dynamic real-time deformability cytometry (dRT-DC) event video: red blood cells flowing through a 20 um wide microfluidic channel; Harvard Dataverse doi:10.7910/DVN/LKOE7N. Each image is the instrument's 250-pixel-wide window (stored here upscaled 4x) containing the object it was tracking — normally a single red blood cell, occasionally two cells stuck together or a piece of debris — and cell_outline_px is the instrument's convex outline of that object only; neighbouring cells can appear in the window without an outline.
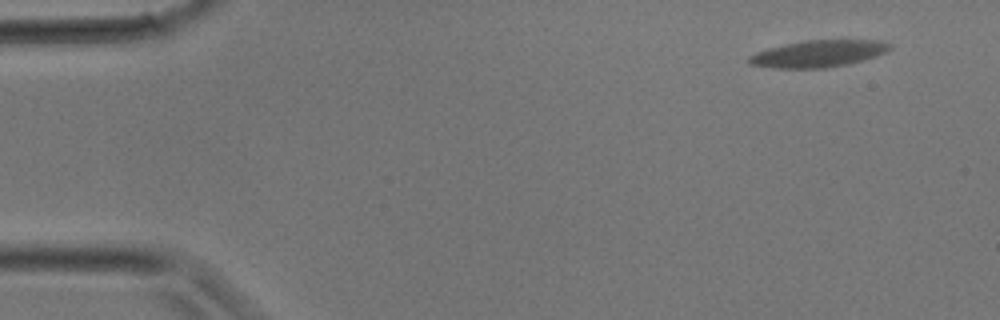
{"species": "common noctule bat (a hibernating species)", "species_latin": "Nyctalus noctula", "temperature_condition": "room temperature", "stored_images_in_passage": 18, "camera_frame_rate_fps": 3000, "um_per_image_px": 0.085, "animal": {"sex": "male", "body_mass_g": 17.9}, "frame": {"image": 1, "passage_image": 1, "time_ms": 0.0, "image_size_px": [1000, 320], "cell_outline_px": [[892, 48], [888, 52], [876, 56], [848, 64], [828, 68], [772, 68], [748, 64], [748, 56], [756, 52], [768, 48], [784, 44], [804, 40], [880, 40], [892, 44]], "centroid_in_image_um": [69.57, 4.56], "position_along_channel_um": 15.4, "area_um2": 22.31}}
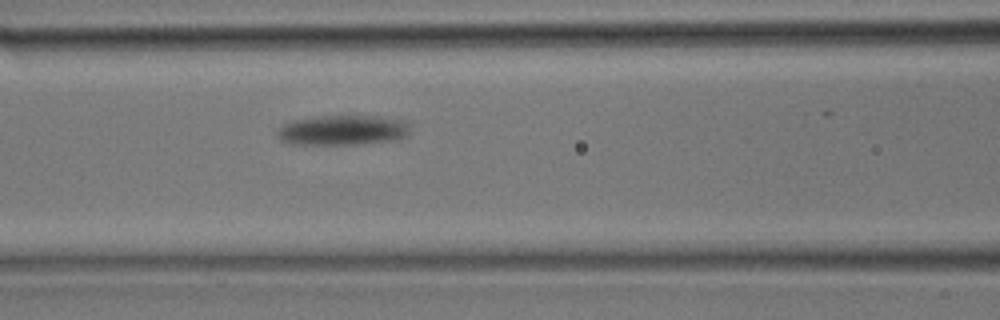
{"frame": {"image": 2, "passage_image": 15, "time_ms": 4.667, "image_size_px": [1000, 320], "cell_outline_px": [[408, 132], [400, 140], [356, 144], [292, 144], [280, 140], [276, 136], [276, 132], [280, 124], [292, 120], [316, 116], [380, 116], [404, 120], [408, 124]], "centroid_in_image_um": [29.07, 11.06], "position_along_channel_um": 137.5, "area_um2": 23.52}}
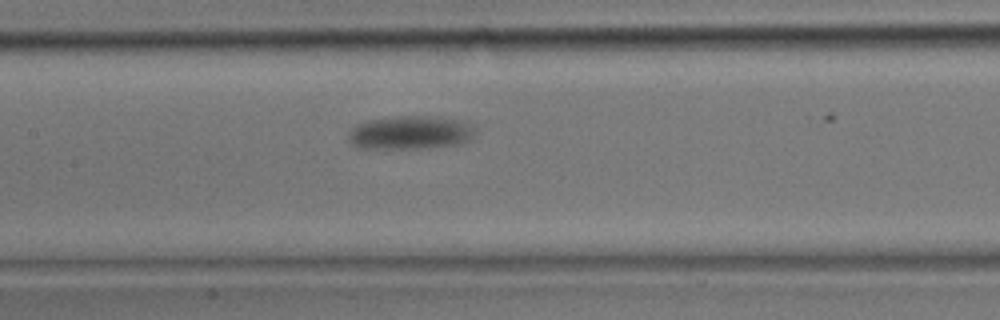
{"frame": {"image": 3, "passage_image": 17, "time_ms": 5.333, "image_size_px": [1000, 320], "cell_outline_px": [[476, 132], [472, 140], [460, 144], [428, 148], [360, 148], [352, 144], [348, 140], [348, 132], [356, 124], [368, 120], [396, 116], [420, 116], [464, 120], [476, 128]], "centroid_in_image_um": [34.91, 11.27], "position_along_channel_um": 172.5, "area_um2": 25.03}}